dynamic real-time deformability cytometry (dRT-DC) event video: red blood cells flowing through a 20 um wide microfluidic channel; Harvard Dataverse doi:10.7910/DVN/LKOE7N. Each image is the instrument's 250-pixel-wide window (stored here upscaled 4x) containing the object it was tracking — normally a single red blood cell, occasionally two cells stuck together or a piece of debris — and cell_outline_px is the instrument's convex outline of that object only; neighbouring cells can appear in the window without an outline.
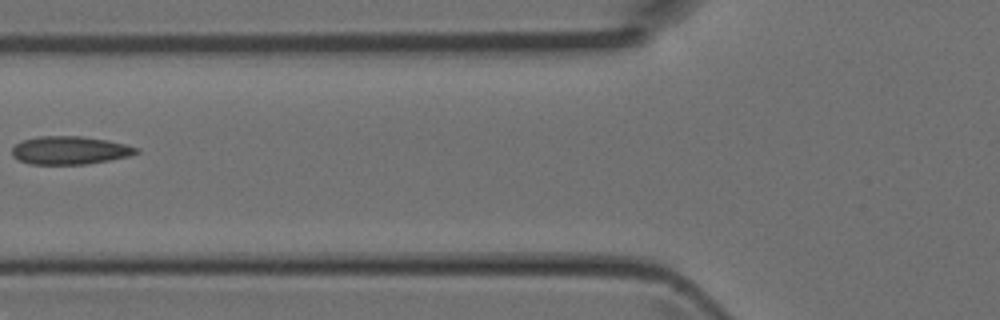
{"species": "Egyptian fruit bat (a non-hibernating species)", "species_latin": "Rousettus aegyptiacus", "temperature_condition": "room temperature", "stored_images_in_passage": 6, "camera_frame_rate_fps": 3000, "um_per_image_px": 0.085, "animal": {"sex": "female"}, "frame": {"image": 1, "passage_image": 6, "time_ms": 1.667, "image_size_px": [1000, 320], "cell_outline_px": [[140, 152], [128, 156], [108, 160], [84, 164], [32, 164], [20, 160], [12, 156], [12, 148], [16, 144], [24, 140], [40, 136], [80, 136], [108, 140], [128, 144], [140, 148]], "centroid_in_image_um": [5.98, 12.77], "position_along_channel_um": 119.8, "area_um2": 20.29}}